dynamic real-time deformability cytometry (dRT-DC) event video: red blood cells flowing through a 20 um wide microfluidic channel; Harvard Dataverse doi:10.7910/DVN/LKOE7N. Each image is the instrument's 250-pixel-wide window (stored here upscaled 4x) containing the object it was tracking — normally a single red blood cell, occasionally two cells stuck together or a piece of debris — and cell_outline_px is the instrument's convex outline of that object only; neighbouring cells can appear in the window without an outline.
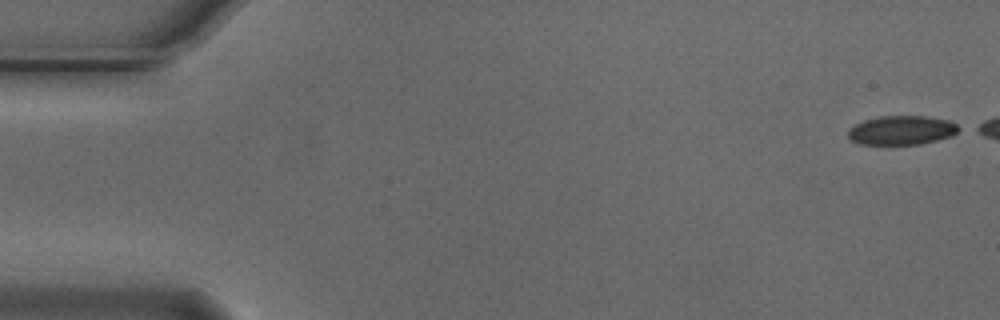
{"species": "Egyptian fruit bat (a non-hibernating species)", "species_latin": "Rousettus aegyptiacus", "temperature_condition": "cold", "stored_images_in_passage": 47, "camera_frame_rate_fps": 3000, "um_per_image_px": 0.085, "animal": {"sex": "male"}, "frame": {"image": 1, "passage_image": 1, "time_ms": 0.0, "image_size_px": [1000, 320], "cell_outline_px": [[964, 128], [952, 136], [920, 144], [860, 144], [852, 140], [848, 136], [848, 128], [864, 120], [880, 116], [924, 116], [948, 120]], "centroid_in_image_um": [76.67, 11.06], "position_along_channel_um": 8.3, "area_um2": 18.79}}
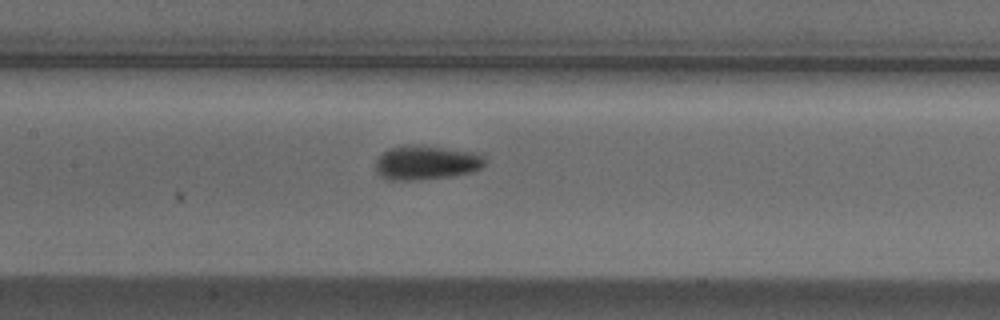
{"frame": {"image": 2, "passage_image": 25, "time_ms": 8.0, "image_size_px": [1000, 320], "cell_outline_px": [[484, 164], [480, 168], [472, 172], [452, 176], [420, 180], [384, 180], [376, 172], [376, 160], [388, 148], [404, 144], [416, 144], [484, 152]], "centroid_in_image_um": [36.25, 13.8], "position_along_channel_um": 171.2, "area_um2": 22.48}}
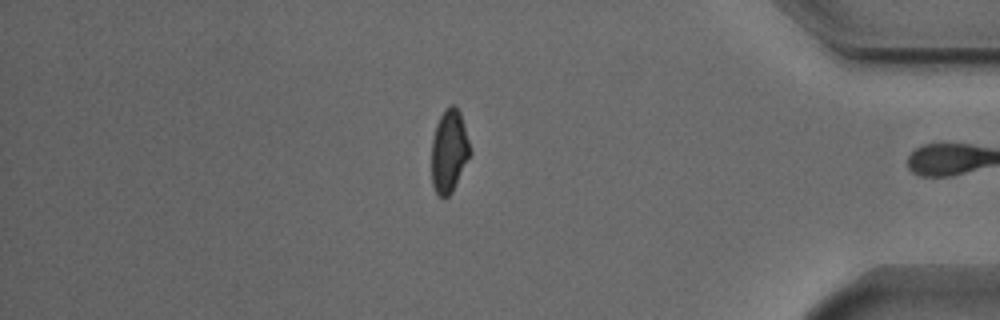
{"frame": {"image": 3, "passage_image": 46, "time_ms": 15.0, "image_size_px": [1000, 320], "cell_outline_px": [[472, 152], [452, 192], [448, 196], [440, 196], [436, 192], [432, 184], [432, 140], [436, 124], [444, 108], [452, 104], [456, 104], [460, 112]], "centroid_in_image_um": [38.18, 12.8], "position_along_channel_um": 397.0, "area_um2": 18.61}, "authors_computed_cell_mechanics": {"area_um2": 20.1144, "velocity_mm_per_s": 3.7367, "shape_relaxation_time_tau1_ms": 3.8341, "shape_relaxation_time_tau2_ms": 2.4001, "deformation_change_tau1": 0.0938, "deformation_change_tau2": 0.0687}}